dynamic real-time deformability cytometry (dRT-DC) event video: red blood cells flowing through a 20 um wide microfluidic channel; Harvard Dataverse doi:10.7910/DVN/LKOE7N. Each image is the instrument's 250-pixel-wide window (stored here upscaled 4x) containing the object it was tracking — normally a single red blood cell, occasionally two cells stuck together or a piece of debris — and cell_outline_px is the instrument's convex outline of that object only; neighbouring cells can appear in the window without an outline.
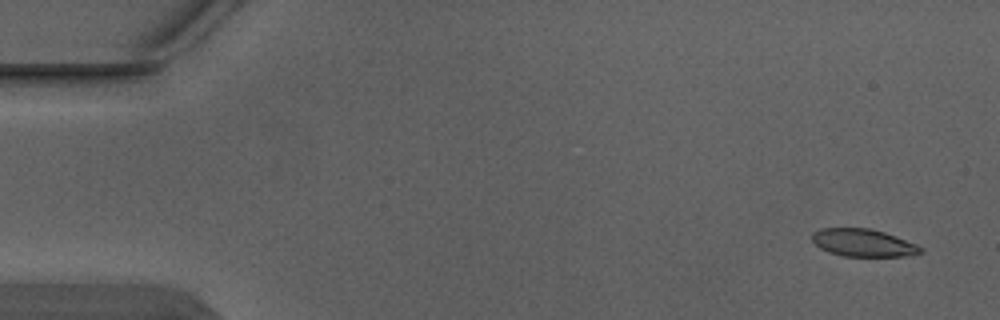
{"species": "Egyptian fruit bat (a non-hibernating species)", "species_latin": "Rousettus aegyptiacus", "temperature_condition": "warm", "stored_images_in_passage": 5, "segment_of_instrument_passage": [1, 2], "camera_frame_rate_fps": 3000, "um_per_image_px": 0.085, "animal": {"sex": "male"}, "frame": {"image": 1, "passage_image": 1, "time_ms": 0.0, "image_size_px": [1000, 320], "cell_outline_px": [[924, 252], [904, 256], [844, 256], [828, 252], [820, 248], [812, 240], [812, 232], [820, 228], [872, 228], [896, 236], [916, 244], [924, 248]], "centroid_in_image_um": [73.37, 20.63], "position_along_channel_um": 11.6, "area_um2": 17.51}}
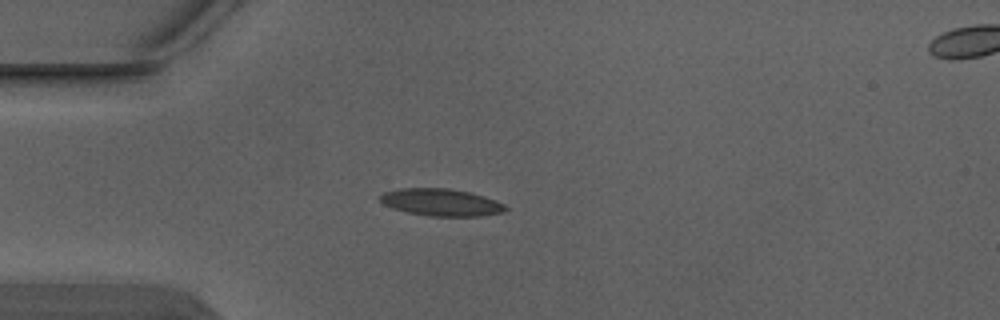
{"frame": {"image": 2, "passage_image": 4, "time_ms": 1.0, "image_size_px": [1000, 320], "cell_outline_px": [[508, 208], [504, 212], [480, 216], [428, 216], [408, 212], [392, 208], [384, 204], [380, 200], [380, 196], [384, 192], [400, 188], [448, 188], [468, 192], [484, 196], [504, 204]], "centroid_in_image_um": [37.5, 17.2], "position_along_channel_um": 47.5, "area_um2": 19.77}}